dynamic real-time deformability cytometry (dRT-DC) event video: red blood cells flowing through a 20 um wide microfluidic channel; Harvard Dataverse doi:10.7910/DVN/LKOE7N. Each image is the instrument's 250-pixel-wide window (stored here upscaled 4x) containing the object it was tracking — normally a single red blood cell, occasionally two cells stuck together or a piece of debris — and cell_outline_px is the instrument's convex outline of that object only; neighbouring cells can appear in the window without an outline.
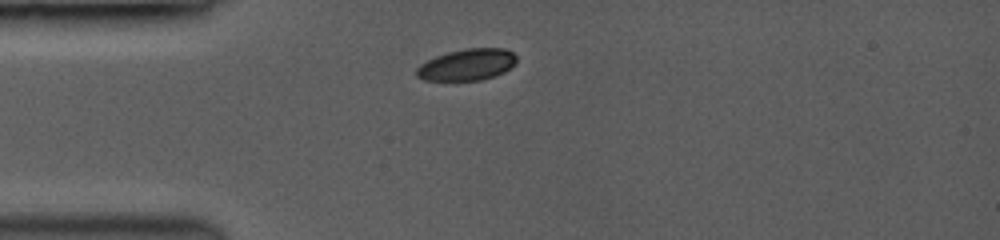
{"species": "common noctule bat (a hibernating species)", "species_latin": "Nyctalus noctula", "temperature_condition": "room temperature", "stored_images_in_passage": 39, "camera_frame_rate_fps": 3500, "um_per_image_px": 0.085, "animal": {"sex": "female", "body_mass_g": 19.0, "forearm_length_mm": 53.3}, "frame": {"image": 1, "passage_image": 1, "time_ms": 0.0, "image_size_px": [1000, 240], "cell_outline_px": [[516, 60], [504, 72], [480, 80], [424, 80], [416, 76], [416, 68], [420, 64], [436, 56], [448, 52], [468, 48], [504, 48], [512, 52], [516, 56]], "centroid_in_image_um": [39.67, 5.49], "position_along_channel_um": 45.3, "area_um2": 18.09}}
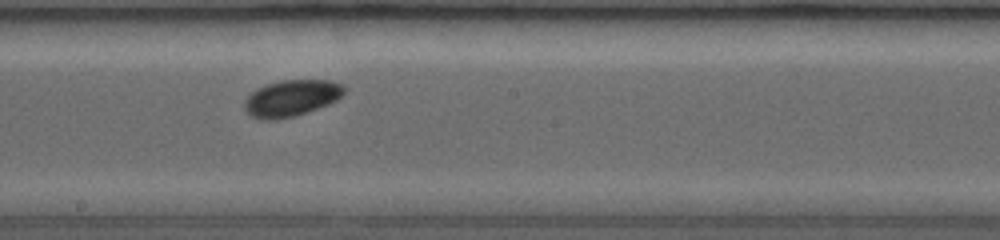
{"frame": {"image": 2, "passage_image": 18, "time_ms": 4.857, "image_size_px": [1000, 240], "cell_outline_px": [[344, 92], [336, 100], [316, 108], [292, 116], [272, 120], [264, 120], [252, 116], [248, 112], [244, 104], [248, 96], [252, 92], [268, 84], [280, 80], [328, 80], [344, 84]], "centroid_in_image_um": [24.78, 8.32], "position_along_channel_um": 223.4, "area_um2": 20.52}}
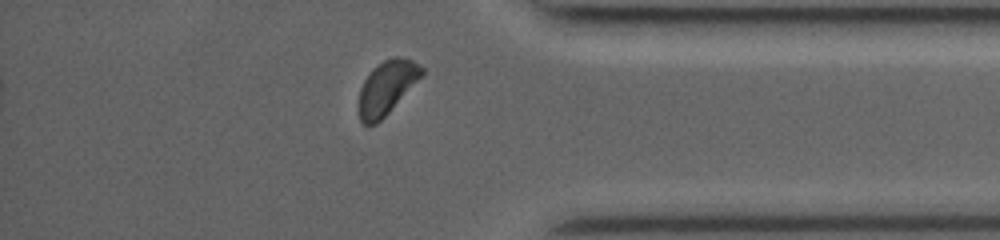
{"frame": {"image": 3, "passage_image": 34, "time_ms": 9.429, "image_size_px": [1000, 240], "cell_outline_px": [[424, 72], [388, 112], [376, 124], [364, 124], [360, 120], [360, 88], [364, 80], [372, 68], [384, 60], [392, 56], [400, 56], [412, 60], [424, 68]], "centroid_in_image_um": [32.86, 7.39], "position_along_channel_um": 402.3, "area_um2": 19.02}, "authors_computed_cell_mechanics": {"area_um2": 19.9988, "velocity_mm_per_s": 4.0183, "shape_relaxation_time_tau1_ms": 1.7671, "shape_relaxation_time_tau2_ms": null, "deformation_change_tau1": 0.0548, "deformation_change_tau2": null}}